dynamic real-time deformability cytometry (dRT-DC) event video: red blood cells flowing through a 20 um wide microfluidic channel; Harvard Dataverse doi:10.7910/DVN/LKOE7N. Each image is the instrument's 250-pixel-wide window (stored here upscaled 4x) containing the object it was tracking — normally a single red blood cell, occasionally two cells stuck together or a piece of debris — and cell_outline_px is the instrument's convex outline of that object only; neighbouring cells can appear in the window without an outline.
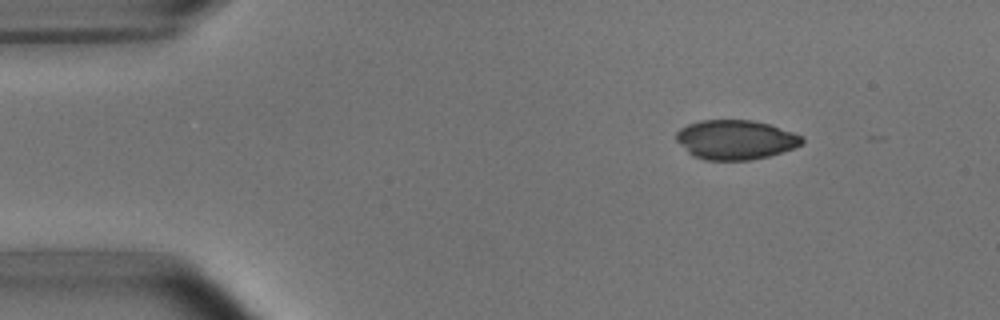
{"species": "common noctule bat (a hibernating species)", "species_latin": "Nyctalus noctula", "temperature_condition": "room temperature", "stored_images_in_passage": 3, "camera_frame_rate_fps": 3000, "um_per_image_px": 0.085, "animal": {"sex": "male", "body_mass_g": 15.6}, "frame": {"image": 1, "passage_image": 1, "time_ms": 0.0, "image_size_px": [1000, 320], "cell_outline_px": [[804, 144], [796, 148], [768, 156], [752, 160], [704, 160], [692, 156], [676, 140], [676, 132], [680, 128], [688, 124], [700, 120], [752, 120], [768, 124], [804, 136]], "centroid_in_image_um": [62.53, 11.88], "position_along_channel_um": 22.5, "area_um2": 29.13}}